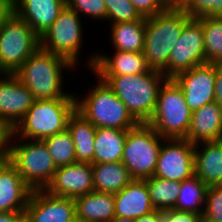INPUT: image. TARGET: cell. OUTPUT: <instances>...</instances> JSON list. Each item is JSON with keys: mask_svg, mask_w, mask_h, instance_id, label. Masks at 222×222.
I'll return each mask as SVG.
<instances>
[{"mask_svg": "<svg viewBox=\"0 0 222 222\" xmlns=\"http://www.w3.org/2000/svg\"><path fill=\"white\" fill-rule=\"evenodd\" d=\"M74 68L66 58L39 47L14 75L32 92L35 100L76 97L64 92L62 85L63 72Z\"/></svg>", "mask_w": 222, "mask_h": 222, "instance_id": "cell-1", "label": "cell"}, {"mask_svg": "<svg viewBox=\"0 0 222 222\" xmlns=\"http://www.w3.org/2000/svg\"><path fill=\"white\" fill-rule=\"evenodd\" d=\"M127 106L139 123H147L152 117L159 89L167 77L158 70L147 73L120 76H98Z\"/></svg>", "mask_w": 222, "mask_h": 222, "instance_id": "cell-2", "label": "cell"}, {"mask_svg": "<svg viewBox=\"0 0 222 222\" xmlns=\"http://www.w3.org/2000/svg\"><path fill=\"white\" fill-rule=\"evenodd\" d=\"M191 19L180 6L146 18L143 54L151 69L162 72L167 67L171 51Z\"/></svg>", "mask_w": 222, "mask_h": 222, "instance_id": "cell-3", "label": "cell"}, {"mask_svg": "<svg viewBox=\"0 0 222 222\" xmlns=\"http://www.w3.org/2000/svg\"><path fill=\"white\" fill-rule=\"evenodd\" d=\"M96 85L85 97H75L76 111L97 127L129 130L139 122L128 111L125 103L98 76ZM81 98V99H80Z\"/></svg>", "mask_w": 222, "mask_h": 222, "instance_id": "cell-4", "label": "cell"}, {"mask_svg": "<svg viewBox=\"0 0 222 222\" xmlns=\"http://www.w3.org/2000/svg\"><path fill=\"white\" fill-rule=\"evenodd\" d=\"M7 158L32 190L45 189L58 168L42 140L18 138L12 131Z\"/></svg>", "mask_w": 222, "mask_h": 222, "instance_id": "cell-5", "label": "cell"}, {"mask_svg": "<svg viewBox=\"0 0 222 222\" xmlns=\"http://www.w3.org/2000/svg\"><path fill=\"white\" fill-rule=\"evenodd\" d=\"M75 110V97L35 100L12 132L18 138L42 140L65 131Z\"/></svg>", "mask_w": 222, "mask_h": 222, "instance_id": "cell-6", "label": "cell"}, {"mask_svg": "<svg viewBox=\"0 0 222 222\" xmlns=\"http://www.w3.org/2000/svg\"><path fill=\"white\" fill-rule=\"evenodd\" d=\"M191 117L182 88L173 78H167L159 89L154 113L147 124L165 139H185Z\"/></svg>", "mask_w": 222, "mask_h": 222, "instance_id": "cell-7", "label": "cell"}, {"mask_svg": "<svg viewBox=\"0 0 222 222\" xmlns=\"http://www.w3.org/2000/svg\"><path fill=\"white\" fill-rule=\"evenodd\" d=\"M164 139L147 123H139L128 130L122 163L133 179H146L154 175Z\"/></svg>", "mask_w": 222, "mask_h": 222, "instance_id": "cell-8", "label": "cell"}, {"mask_svg": "<svg viewBox=\"0 0 222 222\" xmlns=\"http://www.w3.org/2000/svg\"><path fill=\"white\" fill-rule=\"evenodd\" d=\"M40 47V37L14 12L0 26V70L14 74Z\"/></svg>", "mask_w": 222, "mask_h": 222, "instance_id": "cell-9", "label": "cell"}, {"mask_svg": "<svg viewBox=\"0 0 222 222\" xmlns=\"http://www.w3.org/2000/svg\"><path fill=\"white\" fill-rule=\"evenodd\" d=\"M81 16L65 5L58 18L40 37V47L69 60L75 67L83 44Z\"/></svg>", "mask_w": 222, "mask_h": 222, "instance_id": "cell-10", "label": "cell"}, {"mask_svg": "<svg viewBox=\"0 0 222 222\" xmlns=\"http://www.w3.org/2000/svg\"><path fill=\"white\" fill-rule=\"evenodd\" d=\"M206 63L202 24L197 19H191L184 26L162 73L167 78H174L178 73Z\"/></svg>", "mask_w": 222, "mask_h": 222, "instance_id": "cell-11", "label": "cell"}, {"mask_svg": "<svg viewBox=\"0 0 222 222\" xmlns=\"http://www.w3.org/2000/svg\"><path fill=\"white\" fill-rule=\"evenodd\" d=\"M153 176L183 182L194 174V144L186 139H164Z\"/></svg>", "mask_w": 222, "mask_h": 222, "instance_id": "cell-12", "label": "cell"}, {"mask_svg": "<svg viewBox=\"0 0 222 222\" xmlns=\"http://www.w3.org/2000/svg\"><path fill=\"white\" fill-rule=\"evenodd\" d=\"M26 222H76L72 198L49 194L44 189L32 190L25 208Z\"/></svg>", "mask_w": 222, "mask_h": 222, "instance_id": "cell-13", "label": "cell"}, {"mask_svg": "<svg viewBox=\"0 0 222 222\" xmlns=\"http://www.w3.org/2000/svg\"><path fill=\"white\" fill-rule=\"evenodd\" d=\"M216 64L206 63L178 73L173 79L182 88L185 101L193 112L215 101Z\"/></svg>", "mask_w": 222, "mask_h": 222, "instance_id": "cell-14", "label": "cell"}, {"mask_svg": "<svg viewBox=\"0 0 222 222\" xmlns=\"http://www.w3.org/2000/svg\"><path fill=\"white\" fill-rule=\"evenodd\" d=\"M35 102L32 92L14 74L0 77V121L11 131Z\"/></svg>", "mask_w": 222, "mask_h": 222, "instance_id": "cell-15", "label": "cell"}, {"mask_svg": "<svg viewBox=\"0 0 222 222\" xmlns=\"http://www.w3.org/2000/svg\"><path fill=\"white\" fill-rule=\"evenodd\" d=\"M44 190L54 196L72 199L93 192L92 163L77 162L58 167Z\"/></svg>", "mask_w": 222, "mask_h": 222, "instance_id": "cell-16", "label": "cell"}, {"mask_svg": "<svg viewBox=\"0 0 222 222\" xmlns=\"http://www.w3.org/2000/svg\"><path fill=\"white\" fill-rule=\"evenodd\" d=\"M103 53L91 54L88 59V68L97 76L134 75L151 70L143 52L115 50L113 56Z\"/></svg>", "mask_w": 222, "mask_h": 222, "instance_id": "cell-17", "label": "cell"}, {"mask_svg": "<svg viewBox=\"0 0 222 222\" xmlns=\"http://www.w3.org/2000/svg\"><path fill=\"white\" fill-rule=\"evenodd\" d=\"M14 13L41 37L58 18L66 0H14Z\"/></svg>", "mask_w": 222, "mask_h": 222, "instance_id": "cell-18", "label": "cell"}, {"mask_svg": "<svg viewBox=\"0 0 222 222\" xmlns=\"http://www.w3.org/2000/svg\"><path fill=\"white\" fill-rule=\"evenodd\" d=\"M32 189L7 160L0 167V212H25Z\"/></svg>", "mask_w": 222, "mask_h": 222, "instance_id": "cell-19", "label": "cell"}, {"mask_svg": "<svg viewBox=\"0 0 222 222\" xmlns=\"http://www.w3.org/2000/svg\"><path fill=\"white\" fill-rule=\"evenodd\" d=\"M185 139L192 144L222 140V108L215 101L192 112Z\"/></svg>", "mask_w": 222, "mask_h": 222, "instance_id": "cell-20", "label": "cell"}, {"mask_svg": "<svg viewBox=\"0 0 222 222\" xmlns=\"http://www.w3.org/2000/svg\"><path fill=\"white\" fill-rule=\"evenodd\" d=\"M115 217L136 219L155 210L145 179H133L114 194Z\"/></svg>", "mask_w": 222, "mask_h": 222, "instance_id": "cell-21", "label": "cell"}, {"mask_svg": "<svg viewBox=\"0 0 222 222\" xmlns=\"http://www.w3.org/2000/svg\"><path fill=\"white\" fill-rule=\"evenodd\" d=\"M194 174L207 186L222 184V140L194 144Z\"/></svg>", "mask_w": 222, "mask_h": 222, "instance_id": "cell-22", "label": "cell"}, {"mask_svg": "<svg viewBox=\"0 0 222 222\" xmlns=\"http://www.w3.org/2000/svg\"><path fill=\"white\" fill-rule=\"evenodd\" d=\"M78 222H111L115 218L114 194L93 191L74 199Z\"/></svg>", "mask_w": 222, "mask_h": 222, "instance_id": "cell-23", "label": "cell"}, {"mask_svg": "<svg viewBox=\"0 0 222 222\" xmlns=\"http://www.w3.org/2000/svg\"><path fill=\"white\" fill-rule=\"evenodd\" d=\"M67 129L73 138L76 162L94 164L96 127L75 110L68 119Z\"/></svg>", "mask_w": 222, "mask_h": 222, "instance_id": "cell-24", "label": "cell"}, {"mask_svg": "<svg viewBox=\"0 0 222 222\" xmlns=\"http://www.w3.org/2000/svg\"><path fill=\"white\" fill-rule=\"evenodd\" d=\"M128 130L97 127L94 139V164L122 161Z\"/></svg>", "mask_w": 222, "mask_h": 222, "instance_id": "cell-25", "label": "cell"}, {"mask_svg": "<svg viewBox=\"0 0 222 222\" xmlns=\"http://www.w3.org/2000/svg\"><path fill=\"white\" fill-rule=\"evenodd\" d=\"M94 191L118 193L133 178L126 166L120 162L92 164Z\"/></svg>", "mask_w": 222, "mask_h": 222, "instance_id": "cell-26", "label": "cell"}, {"mask_svg": "<svg viewBox=\"0 0 222 222\" xmlns=\"http://www.w3.org/2000/svg\"><path fill=\"white\" fill-rule=\"evenodd\" d=\"M146 17L136 21L111 24V43L114 50L143 52Z\"/></svg>", "mask_w": 222, "mask_h": 222, "instance_id": "cell-27", "label": "cell"}, {"mask_svg": "<svg viewBox=\"0 0 222 222\" xmlns=\"http://www.w3.org/2000/svg\"><path fill=\"white\" fill-rule=\"evenodd\" d=\"M145 182L151 203L156 210L175 209L181 182L161 179L156 176L146 178Z\"/></svg>", "mask_w": 222, "mask_h": 222, "instance_id": "cell-28", "label": "cell"}, {"mask_svg": "<svg viewBox=\"0 0 222 222\" xmlns=\"http://www.w3.org/2000/svg\"><path fill=\"white\" fill-rule=\"evenodd\" d=\"M208 186L195 175L181 182L175 210L203 213Z\"/></svg>", "mask_w": 222, "mask_h": 222, "instance_id": "cell-29", "label": "cell"}, {"mask_svg": "<svg viewBox=\"0 0 222 222\" xmlns=\"http://www.w3.org/2000/svg\"><path fill=\"white\" fill-rule=\"evenodd\" d=\"M203 28L205 61L222 64V17L197 19Z\"/></svg>", "mask_w": 222, "mask_h": 222, "instance_id": "cell-30", "label": "cell"}, {"mask_svg": "<svg viewBox=\"0 0 222 222\" xmlns=\"http://www.w3.org/2000/svg\"><path fill=\"white\" fill-rule=\"evenodd\" d=\"M42 141L57 167L77 163L73 138L68 129L44 138Z\"/></svg>", "mask_w": 222, "mask_h": 222, "instance_id": "cell-31", "label": "cell"}, {"mask_svg": "<svg viewBox=\"0 0 222 222\" xmlns=\"http://www.w3.org/2000/svg\"><path fill=\"white\" fill-rule=\"evenodd\" d=\"M107 8V21L111 24L139 20L142 16L130 0H104Z\"/></svg>", "mask_w": 222, "mask_h": 222, "instance_id": "cell-32", "label": "cell"}, {"mask_svg": "<svg viewBox=\"0 0 222 222\" xmlns=\"http://www.w3.org/2000/svg\"><path fill=\"white\" fill-rule=\"evenodd\" d=\"M180 7L192 19L222 17V0H186Z\"/></svg>", "mask_w": 222, "mask_h": 222, "instance_id": "cell-33", "label": "cell"}, {"mask_svg": "<svg viewBox=\"0 0 222 222\" xmlns=\"http://www.w3.org/2000/svg\"><path fill=\"white\" fill-rule=\"evenodd\" d=\"M202 222H222V184L208 186Z\"/></svg>", "mask_w": 222, "mask_h": 222, "instance_id": "cell-34", "label": "cell"}, {"mask_svg": "<svg viewBox=\"0 0 222 222\" xmlns=\"http://www.w3.org/2000/svg\"><path fill=\"white\" fill-rule=\"evenodd\" d=\"M66 5L79 15L107 21V8L104 0H66Z\"/></svg>", "mask_w": 222, "mask_h": 222, "instance_id": "cell-35", "label": "cell"}, {"mask_svg": "<svg viewBox=\"0 0 222 222\" xmlns=\"http://www.w3.org/2000/svg\"><path fill=\"white\" fill-rule=\"evenodd\" d=\"M135 9L143 17L154 16L169 9L172 5L168 0H130Z\"/></svg>", "mask_w": 222, "mask_h": 222, "instance_id": "cell-36", "label": "cell"}, {"mask_svg": "<svg viewBox=\"0 0 222 222\" xmlns=\"http://www.w3.org/2000/svg\"><path fill=\"white\" fill-rule=\"evenodd\" d=\"M162 216V222H202L201 214L175 209L163 210Z\"/></svg>", "mask_w": 222, "mask_h": 222, "instance_id": "cell-37", "label": "cell"}, {"mask_svg": "<svg viewBox=\"0 0 222 222\" xmlns=\"http://www.w3.org/2000/svg\"><path fill=\"white\" fill-rule=\"evenodd\" d=\"M11 130L0 121V158L8 157V142Z\"/></svg>", "mask_w": 222, "mask_h": 222, "instance_id": "cell-38", "label": "cell"}, {"mask_svg": "<svg viewBox=\"0 0 222 222\" xmlns=\"http://www.w3.org/2000/svg\"><path fill=\"white\" fill-rule=\"evenodd\" d=\"M215 102L222 108V64H216Z\"/></svg>", "mask_w": 222, "mask_h": 222, "instance_id": "cell-39", "label": "cell"}, {"mask_svg": "<svg viewBox=\"0 0 222 222\" xmlns=\"http://www.w3.org/2000/svg\"><path fill=\"white\" fill-rule=\"evenodd\" d=\"M14 12L12 0H0V26Z\"/></svg>", "mask_w": 222, "mask_h": 222, "instance_id": "cell-40", "label": "cell"}, {"mask_svg": "<svg viewBox=\"0 0 222 222\" xmlns=\"http://www.w3.org/2000/svg\"><path fill=\"white\" fill-rule=\"evenodd\" d=\"M0 222H26L24 212H0Z\"/></svg>", "mask_w": 222, "mask_h": 222, "instance_id": "cell-41", "label": "cell"}, {"mask_svg": "<svg viewBox=\"0 0 222 222\" xmlns=\"http://www.w3.org/2000/svg\"><path fill=\"white\" fill-rule=\"evenodd\" d=\"M162 221H163L162 211L156 209L148 214L142 215L141 217L134 219V222H162Z\"/></svg>", "mask_w": 222, "mask_h": 222, "instance_id": "cell-42", "label": "cell"}, {"mask_svg": "<svg viewBox=\"0 0 222 222\" xmlns=\"http://www.w3.org/2000/svg\"><path fill=\"white\" fill-rule=\"evenodd\" d=\"M111 222H134L131 218L115 217Z\"/></svg>", "mask_w": 222, "mask_h": 222, "instance_id": "cell-43", "label": "cell"}, {"mask_svg": "<svg viewBox=\"0 0 222 222\" xmlns=\"http://www.w3.org/2000/svg\"><path fill=\"white\" fill-rule=\"evenodd\" d=\"M186 0H171L172 6H181Z\"/></svg>", "mask_w": 222, "mask_h": 222, "instance_id": "cell-44", "label": "cell"}, {"mask_svg": "<svg viewBox=\"0 0 222 222\" xmlns=\"http://www.w3.org/2000/svg\"><path fill=\"white\" fill-rule=\"evenodd\" d=\"M8 160V158H0V167Z\"/></svg>", "mask_w": 222, "mask_h": 222, "instance_id": "cell-45", "label": "cell"}, {"mask_svg": "<svg viewBox=\"0 0 222 222\" xmlns=\"http://www.w3.org/2000/svg\"><path fill=\"white\" fill-rule=\"evenodd\" d=\"M4 73L0 70V77L3 75Z\"/></svg>", "mask_w": 222, "mask_h": 222, "instance_id": "cell-46", "label": "cell"}]
</instances>
